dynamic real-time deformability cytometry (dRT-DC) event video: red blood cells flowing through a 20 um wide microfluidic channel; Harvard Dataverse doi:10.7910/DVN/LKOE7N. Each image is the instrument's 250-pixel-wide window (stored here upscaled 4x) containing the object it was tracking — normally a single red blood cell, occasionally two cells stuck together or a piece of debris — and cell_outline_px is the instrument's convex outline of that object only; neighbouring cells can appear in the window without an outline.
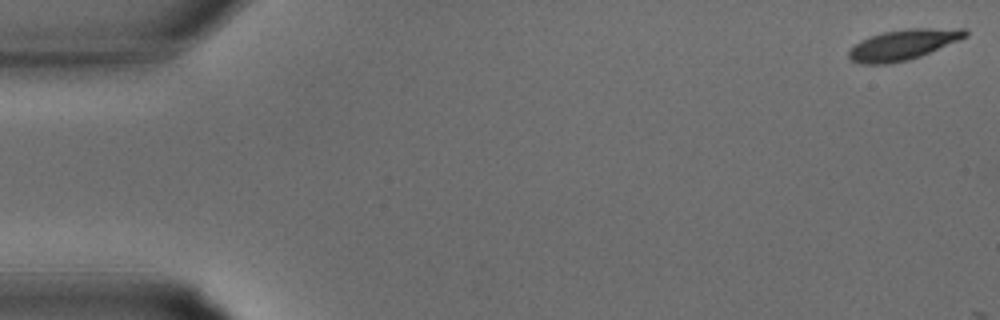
{"species": "common noctule bat (a hibernating species)", "species_latin": "Nyctalus noctula", "temperature_condition": "warm", "stored_images_in_passage": 6, "camera_frame_rate_fps": 3000, "um_per_image_px": 0.085, "animal": {"sex": "male", "body_mass_g": 15.6}, "frame": {"image": 1, "passage_image": 1, "time_ms": 0.0, "image_size_px": [1000, 320], "cell_outline_px": [[968, 36], [920, 56], [908, 60], [888, 64], [860, 64], [852, 60], [848, 56], [848, 52], [860, 40], [884, 32], [904, 28], [964, 28], [968, 32]], "centroid_in_image_um": [76.77, 3.79], "position_along_channel_um": 8.2, "area_um2": 20.58}}